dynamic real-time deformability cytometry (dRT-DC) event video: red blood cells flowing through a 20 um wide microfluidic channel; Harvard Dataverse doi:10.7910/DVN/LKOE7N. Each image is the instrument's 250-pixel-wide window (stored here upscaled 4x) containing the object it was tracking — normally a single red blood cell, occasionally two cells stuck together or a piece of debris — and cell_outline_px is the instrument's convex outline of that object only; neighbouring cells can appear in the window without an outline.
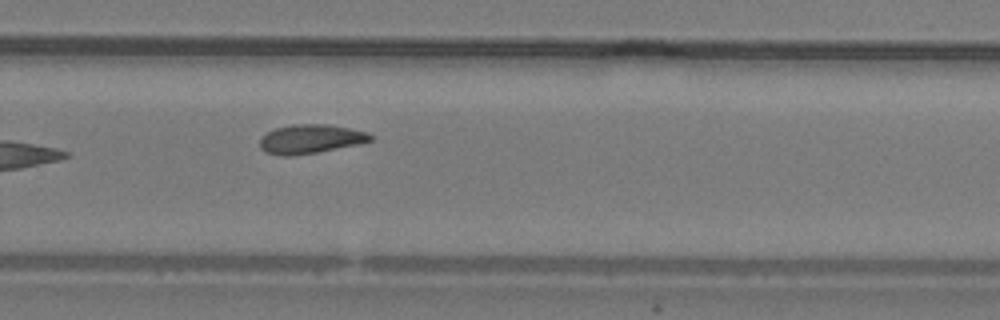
{"species": "common noctule bat (a hibernating species)", "species_latin": "Nyctalus noctula", "temperature_condition": "warm", "stored_images_in_passage": 19, "camera_frame_rate_fps": 3000, "um_per_image_px": 0.085, "animal": {"sex": "male", "body_mass_g": 19.2, "forearm_length_mm": 51.8}, "frame": {"image": 1, "passage_image": 19, "time_ms": 6.0, "image_size_px": [1000, 320], "cell_outline_px": [[372, 140], [360, 144], [316, 152], [292, 156], [280, 156], [264, 152], [260, 148], [260, 140], [268, 132], [276, 128], [292, 124], [328, 124], [368, 132], [372, 136]], "centroid_in_image_um": [26.39, 11.82], "position_along_channel_um": 303.4, "area_um2": 18.67}}